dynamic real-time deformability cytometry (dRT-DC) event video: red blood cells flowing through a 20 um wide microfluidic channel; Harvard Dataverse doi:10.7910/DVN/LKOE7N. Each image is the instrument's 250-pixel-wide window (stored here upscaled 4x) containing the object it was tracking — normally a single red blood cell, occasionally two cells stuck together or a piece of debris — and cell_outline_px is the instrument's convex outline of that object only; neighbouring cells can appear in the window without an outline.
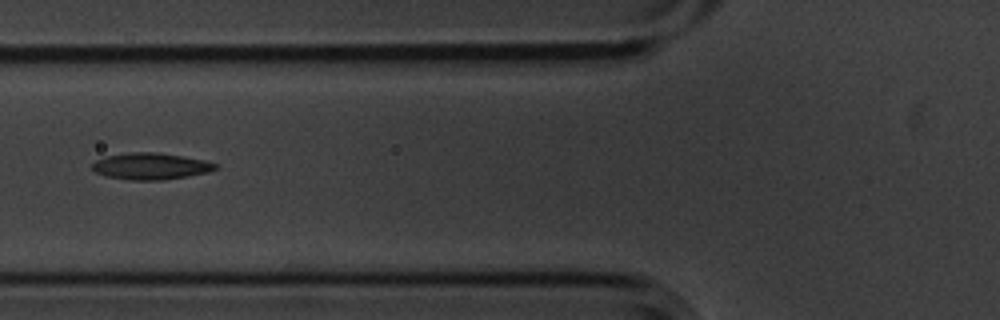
{"species": "common noctule bat (a hibernating species)", "species_latin": "Nyctalus noctula", "temperature_condition": "cold", "stored_images_in_passage": 3, "camera_frame_rate_fps": 3000, "um_per_image_px": 0.085, "animal": {"sex": "male", "body_mass_g": 20.1, "forearm_length_mm": 53.5}, "frame": {"image": 1, "passage_image": 3, "time_ms": 0.667, "image_size_px": [1000, 320], "cell_outline_px": [[216, 168], [208, 172], [164, 180], [128, 180], [108, 176], [96, 172], [92, 168], [92, 164], [96, 160], [108, 156], [132, 152], [156, 152], [204, 160], [216, 164]], "centroid_in_image_um": [12.79, 14.13], "position_along_channel_um": 113.0, "area_um2": 18.73}}